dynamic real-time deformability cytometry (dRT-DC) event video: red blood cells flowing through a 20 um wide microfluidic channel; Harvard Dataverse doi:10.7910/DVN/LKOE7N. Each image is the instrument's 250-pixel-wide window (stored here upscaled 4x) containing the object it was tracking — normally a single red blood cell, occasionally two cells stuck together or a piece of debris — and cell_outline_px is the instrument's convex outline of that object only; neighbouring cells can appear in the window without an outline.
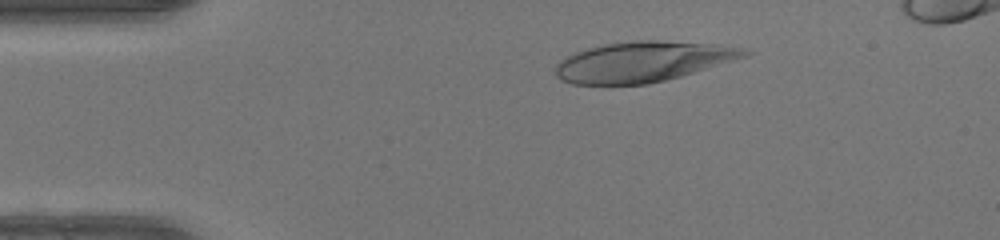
{"species": "human", "species_latin": "Homo sapiens", "temperature_condition": "warm", "stored_images_in_passage": 34, "camera_frame_rate_fps": 3000, "um_per_image_px": 0.085, "donor": {"sex": "female"}, "frame": {"image": 1, "passage_image": 2, "time_ms": 0.333, "image_size_px": [1000, 240], "cell_outline_px": [[752, 52], [748, 56], [680, 76], [648, 84], [572, 84], [560, 80], [556, 76], [556, 64], [560, 60], [576, 52], [588, 48], [604, 44], [632, 40], [656, 40], [712, 44]], "centroid_in_image_um": [54.56, 5.25], "position_along_channel_um": 30.4, "area_um2": 43.75}}
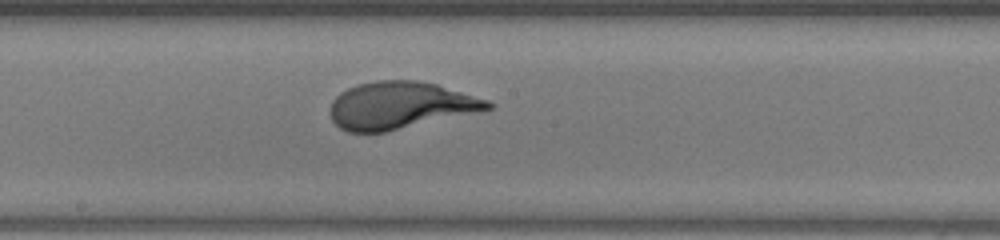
{"frame": {"image": 2, "passage_image": 19, "time_ms": 6.0, "image_size_px": [1000, 240], "cell_outline_px": [[496, 104], [492, 108], [480, 112], [384, 132], [348, 132], [340, 128], [332, 120], [332, 100], [340, 92], [356, 84], [376, 80], [420, 80], [436, 84], [488, 100]], "centroid_in_image_um": [34.04, 8.95], "position_along_channel_um": 214.2, "area_um2": 43.29}}
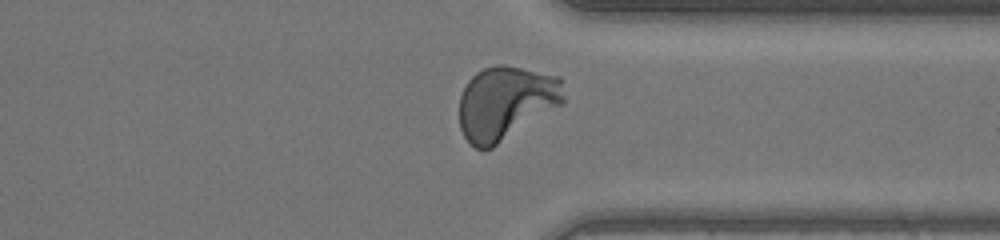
{"frame": {"image": 3, "passage_image": 30, "time_ms": 9.667, "image_size_px": [1000, 240], "cell_outline_px": [[564, 104], [492, 148], [476, 148], [464, 136], [460, 128], [460, 96], [468, 80], [476, 72], [484, 68], [496, 64], [504, 64], [560, 76], [564, 96]], "centroid_in_image_um": [43.02, 8.73], "position_along_channel_um": 368.4, "area_um2": 45.03}, "authors_computed_cell_mechanics": {"area_um2": 43.3789, "velocity_mm_per_s": 4.2252, "shape_relaxation_time_tau1_ms": 3.3266, "shape_relaxation_time_tau2_ms": null, "deformation_change_tau1": 0.2531, "deformation_change_tau2": null}}